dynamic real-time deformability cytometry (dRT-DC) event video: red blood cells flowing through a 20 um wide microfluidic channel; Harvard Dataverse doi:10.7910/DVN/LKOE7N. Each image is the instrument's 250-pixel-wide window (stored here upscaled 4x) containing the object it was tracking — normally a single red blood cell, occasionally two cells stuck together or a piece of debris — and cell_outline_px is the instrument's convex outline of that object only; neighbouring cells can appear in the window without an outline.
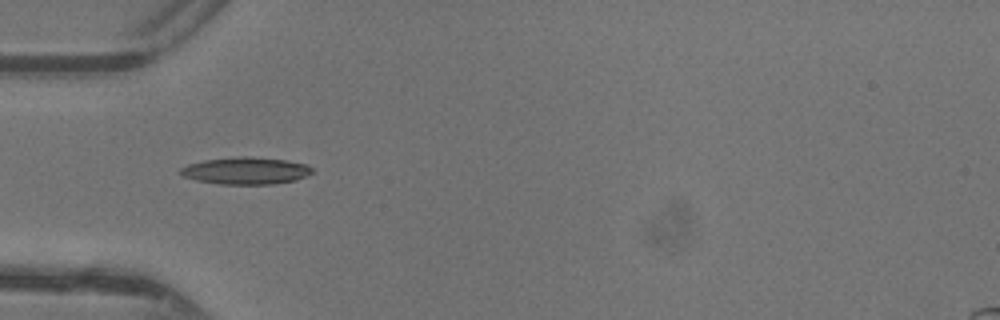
{"species": "common noctule bat (a hibernating species)", "species_latin": "Nyctalus noctula", "temperature_condition": "warm", "stored_images_in_passage": 17, "camera_frame_rate_fps": 3000, "um_per_image_px": 0.085, "animal": {"sex": "female"}, "frame": {"image": 1, "passage_image": 1, "time_ms": 0.0, "image_size_px": [1000, 320], "cell_outline_px": [[312, 172], [304, 176], [292, 180], [272, 184], [220, 184], [196, 180], [184, 176], [180, 172], [180, 168], [188, 164], [204, 160], [240, 156], [248, 156], [284, 160], [308, 164], [312, 168]], "centroid_in_image_um": [20.87, 14.5], "position_along_channel_um": 64.1, "area_um2": 20.52}}
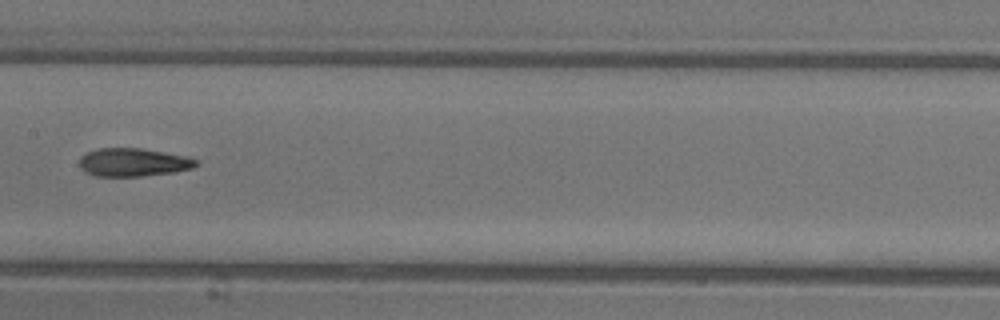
{"frame": {"image": 2, "passage_image": 10, "time_ms": 3.0, "image_size_px": [1000, 320], "cell_outline_px": [[200, 164], [192, 168], [176, 172], [140, 176], [96, 176], [80, 168], [80, 156], [88, 152], [100, 148], [140, 148], [188, 156], [200, 160]], "centroid_in_image_um": [11.39, 13.79], "position_along_channel_um": 196.0, "area_um2": 19.25}}
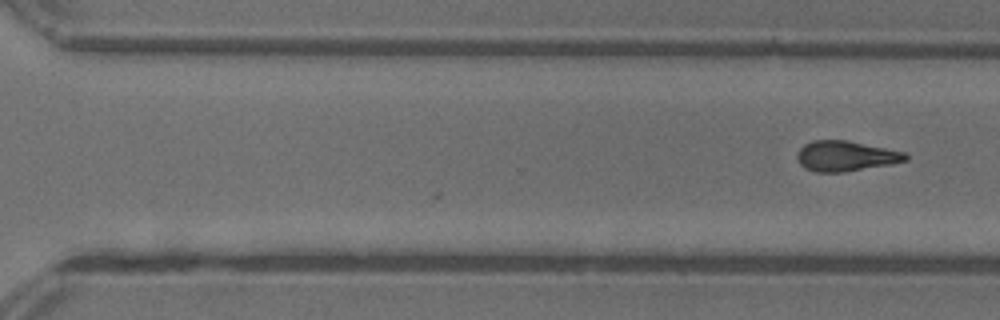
{"frame": {"image": 3, "passage_image": 17, "time_ms": 5.333, "image_size_px": [1000, 320], "cell_outline_px": [[908, 160], [892, 164], [844, 172], [816, 172], [804, 168], [800, 164], [796, 156], [800, 148], [804, 144], [812, 140], [844, 140], [908, 152]], "centroid_in_image_um": [71.9, 13.27], "position_along_channel_um": 298.7, "area_um2": 19.25}}